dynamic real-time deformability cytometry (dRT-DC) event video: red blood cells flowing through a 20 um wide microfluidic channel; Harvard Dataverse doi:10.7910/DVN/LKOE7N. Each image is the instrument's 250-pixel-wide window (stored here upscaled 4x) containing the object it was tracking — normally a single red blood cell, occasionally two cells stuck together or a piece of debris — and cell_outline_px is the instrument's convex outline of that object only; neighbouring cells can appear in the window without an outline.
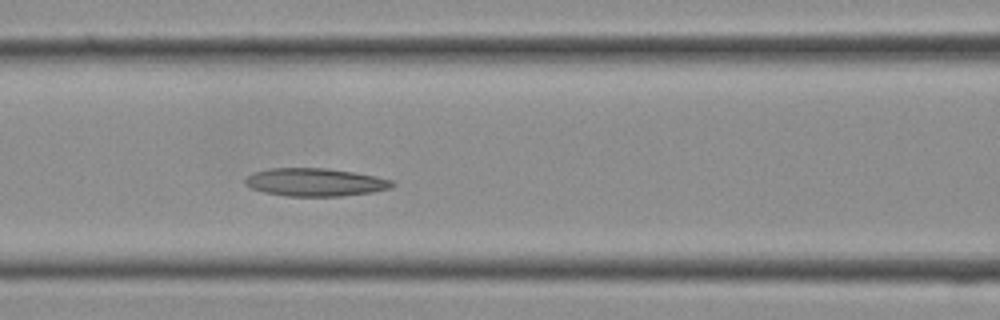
{"species": "Egyptian fruit bat (a non-hibernating species)", "species_latin": "Rousettus aegyptiacus", "temperature_condition": "cold", "stored_images_in_passage": 12, "camera_frame_rate_fps": 3000, "um_per_image_px": 0.085, "frame": {"image": 1, "passage_image": 12, "time_ms": 3.667, "image_size_px": [1000, 320], "cell_outline_px": [[396, 184], [392, 188], [372, 192], [340, 196], [288, 196], [264, 192], [252, 188], [244, 184], [244, 180], [252, 172], [268, 168], [328, 168], [376, 176], [392, 180]], "centroid_in_image_um": [26.79, 15.48], "position_along_channel_um": 139.8, "area_um2": 24.04}}